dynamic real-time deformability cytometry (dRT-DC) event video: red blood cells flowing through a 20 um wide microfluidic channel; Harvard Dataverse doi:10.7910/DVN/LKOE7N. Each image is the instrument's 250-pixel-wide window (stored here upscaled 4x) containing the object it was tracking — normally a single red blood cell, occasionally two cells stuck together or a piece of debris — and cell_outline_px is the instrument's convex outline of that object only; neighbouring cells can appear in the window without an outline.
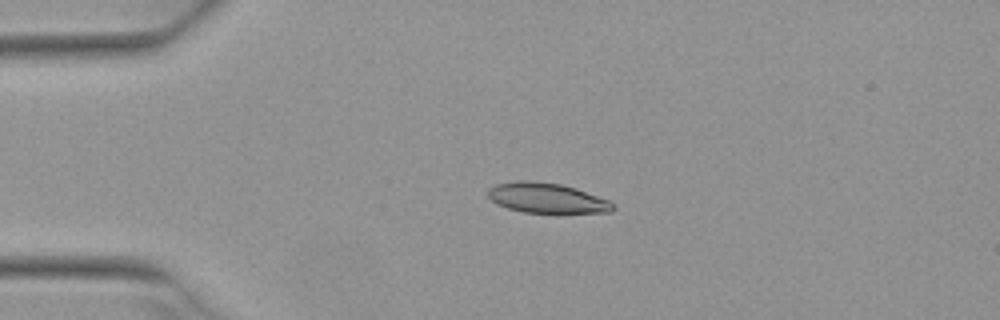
{"species": "Egyptian fruit bat (a non-hibernating species)", "species_latin": "Rousettus aegyptiacus", "temperature_condition": "warm", "stored_images_in_passage": 5, "camera_frame_rate_fps": 3000, "um_per_image_px": 0.085, "animal": {"sex": "female"}, "frame": {"image": 1, "passage_image": 3, "time_ms": 0.667, "image_size_px": [1000, 320], "cell_outline_px": [[616, 208], [612, 212], [524, 212], [508, 208], [496, 204], [488, 196], [488, 188], [496, 184], [516, 180], [532, 180], [560, 184], [576, 188], [608, 200], [616, 204]], "centroid_in_image_um": [46.47, 16.82], "position_along_channel_um": 38.5, "area_um2": 21.85}}
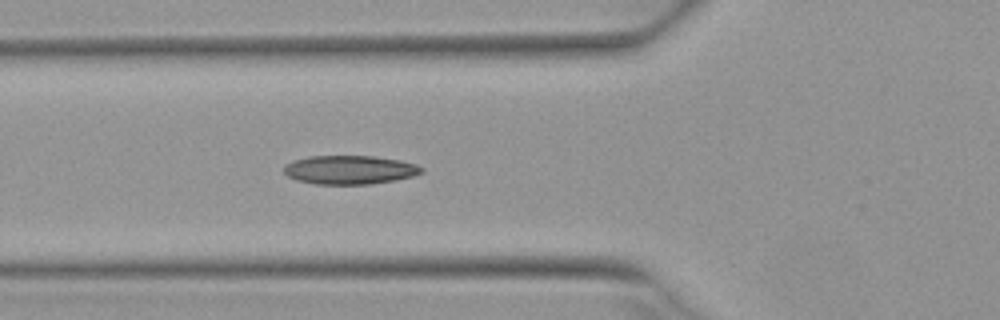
{"frame": {"image": 2, "passage_image": 5, "time_ms": 1.333, "image_size_px": [1000, 320], "cell_outline_px": [[424, 172], [412, 176], [396, 180], [372, 184], [316, 184], [296, 180], [288, 176], [284, 172], [284, 164], [292, 160], [308, 156], [372, 156], [400, 160], [416, 164], [424, 168]], "centroid_in_image_um": [29.72, 14.43], "position_along_channel_um": 96.1, "area_um2": 23.24}}